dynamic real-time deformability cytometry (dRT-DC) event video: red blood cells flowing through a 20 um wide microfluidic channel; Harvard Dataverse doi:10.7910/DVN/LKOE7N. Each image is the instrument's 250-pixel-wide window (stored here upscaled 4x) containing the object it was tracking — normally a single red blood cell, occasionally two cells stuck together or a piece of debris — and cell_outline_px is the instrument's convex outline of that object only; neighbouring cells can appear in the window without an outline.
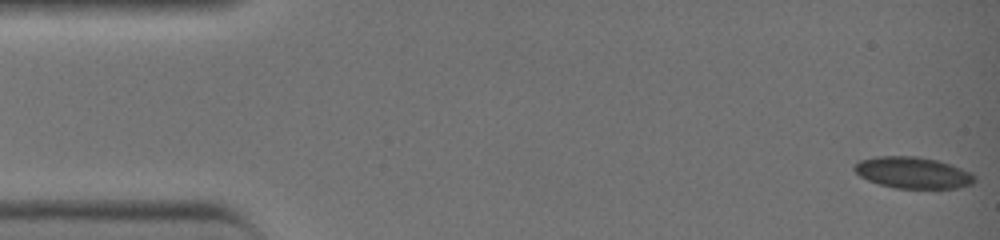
{"species": "common noctule bat (a hibernating species)", "species_latin": "Nyctalus noctula", "temperature_condition": "warm", "stored_images_in_passage": 43, "camera_frame_rate_fps": 3000, "um_per_image_px": 0.085, "animal": {"sex": "female", "body_mass_g": 19.0, "forearm_length_mm": 51.5}, "frame": {"image": 1, "passage_image": 1, "time_ms": 0.0, "image_size_px": [1000, 240], "cell_outline_px": [[976, 180], [972, 184], [956, 188], [896, 188], [880, 184], [868, 180], [860, 176], [852, 168], [860, 160], [880, 156], [916, 156], [936, 160], [952, 164], [972, 172], [976, 176]], "centroid_in_image_um": [77.64, 14.67], "position_along_channel_um": 7.4, "area_um2": 22.02}}
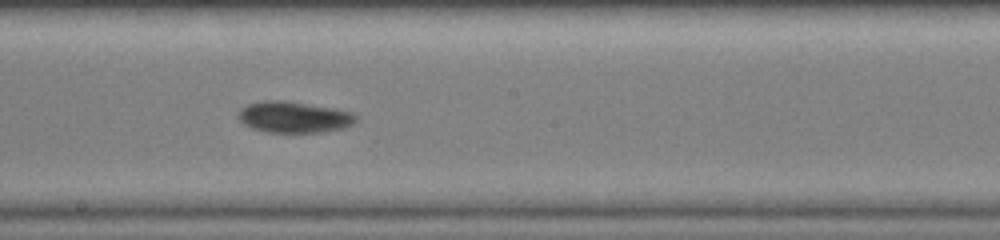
{"frame": {"image": 2, "passage_image": 24, "time_ms": 7.667, "image_size_px": [1000, 240], "cell_outline_px": [[360, 116], [352, 124], [344, 128], [320, 132], [268, 132], [252, 128], [244, 124], [236, 116], [240, 108], [248, 104], [264, 100], [284, 100], [332, 108], [352, 112]], "centroid_in_image_um": [24.97, 9.95], "position_along_channel_um": 223.2, "area_um2": 21.44}}
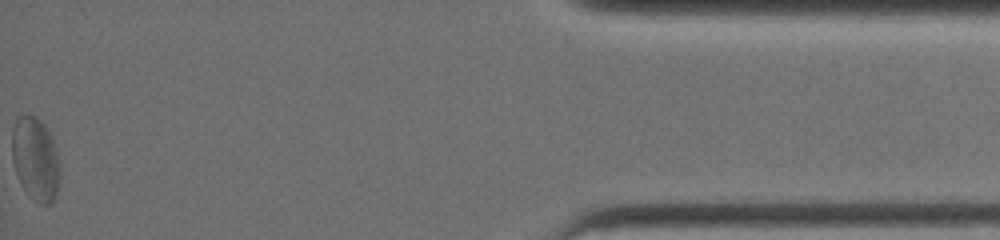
{"frame": {"image": 3, "passage_image": 43, "time_ms": 14.0, "image_size_px": [1000, 240], "cell_outline_px": [[56, 196], [48, 204], [40, 204], [24, 188], [16, 172], [12, 160], [12, 128], [16, 120], [20, 116], [32, 116], [40, 120], [44, 124], [56, 148]], "centroid_in_image_um": [2.95, 13.46], "position_along_channel_um": 432.2, "area_um2": 22.02}, "authors_computed_cell_mechanics": {"area_um2": 21.964, "velocity_mm_per_s": 4.5337, "shape_relaxation_time_tau1_ms": null, "shape_relaxation_time_tau2_ms": 8.764, "deformation_change_tau1": null, "deformation_change_tau2": 0.0748}}